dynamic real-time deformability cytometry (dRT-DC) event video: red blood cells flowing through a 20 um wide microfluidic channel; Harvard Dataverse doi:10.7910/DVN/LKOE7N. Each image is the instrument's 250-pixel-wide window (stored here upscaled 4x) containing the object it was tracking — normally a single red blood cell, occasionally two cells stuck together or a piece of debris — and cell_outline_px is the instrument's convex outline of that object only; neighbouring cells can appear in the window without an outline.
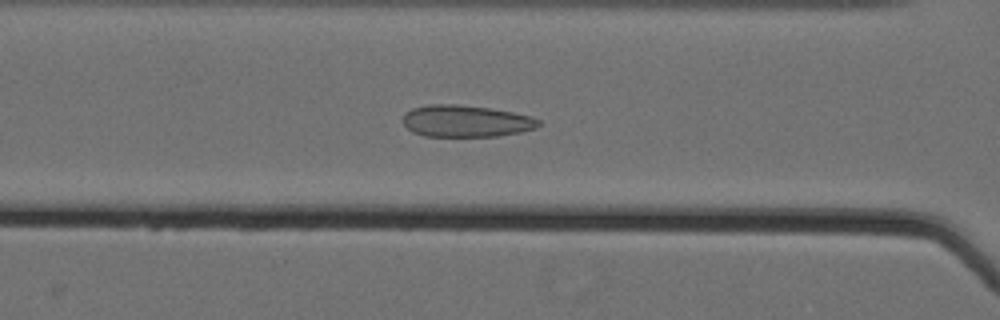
{"species": "Egyptian fruit bat (a non-hibernating species)", "species_latin": "Rousettus aegyptiacus", "temperature_condition": "cold", "stored_images_in_passage": 61, "camera_frame_rate_fps": 3000, "um_per_image_px": 0.085, "animal": {"sex": "female"}, "frame": {"image": 1, "passage_image": 30, "time_ms": 9.667, "image_size_px": [1000, 320], "cell_outline_px": [[540, 124], [536, 128], [520, 132], [496, 136], [424, 136], [412, 132], [404, 124], [404, 112], [412, 108], [428, 104], [456, 104], [488, 108], [512, 112], [532, 116], [540, 120]], "centroid_in_image_um": [39.59, 10.29], "position_along_channel_um": 127.0, "area_um2": 25.14}}
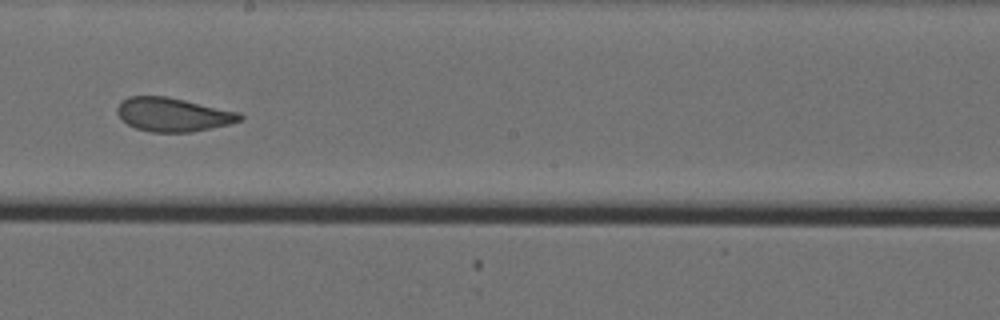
{"frame": {"image": 2, "passage_image": 39, "time_ms": 12.667, "image_size_px": [1000, 320], "cell_outline_px": [[244, 120], [212, 128], [192, 132], [152, 132], [136, 128], [128, 124], [116, 112], [116, 108], [120, 100], [128, 96], [168, 96], [240, 112], [244, 116]], "centroid_in_image_um": [14.72, 9.73], "position_along_channel_um": 233.5, "area_um2": 24.33}}
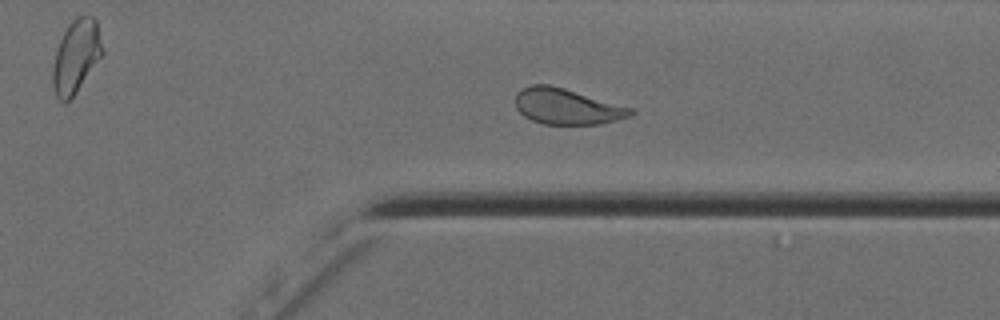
{"frame": {"image": 3, "passage_image": 50, "time_ms": 16.333, "image_size_px": [1000, 320], "cell_outline_px": [[636, 112], [628, 116], [616, 120], [600, 124], [544, 124], [532, 120], [524, 116], [516, 108], [516, 92], [520, 88], [532, 84], [548, 84], [564, 88], [636, 108]], "centroid_in_image_um": [48.2, 9.04], "position_along_channel_um": 363.2, "area_um2": 24.28}, "authors_computed_cell_mechanics": {"area_um2": 26.6458, "velocity_mm_per_s": 3.5514, "shape_relaxation_time_tau1_ms": null, "shape_relaxation_time_tau2_ms": 1.1952, "deformation_change_tau1": null, "deformation_change_tau2": 0.0774}}